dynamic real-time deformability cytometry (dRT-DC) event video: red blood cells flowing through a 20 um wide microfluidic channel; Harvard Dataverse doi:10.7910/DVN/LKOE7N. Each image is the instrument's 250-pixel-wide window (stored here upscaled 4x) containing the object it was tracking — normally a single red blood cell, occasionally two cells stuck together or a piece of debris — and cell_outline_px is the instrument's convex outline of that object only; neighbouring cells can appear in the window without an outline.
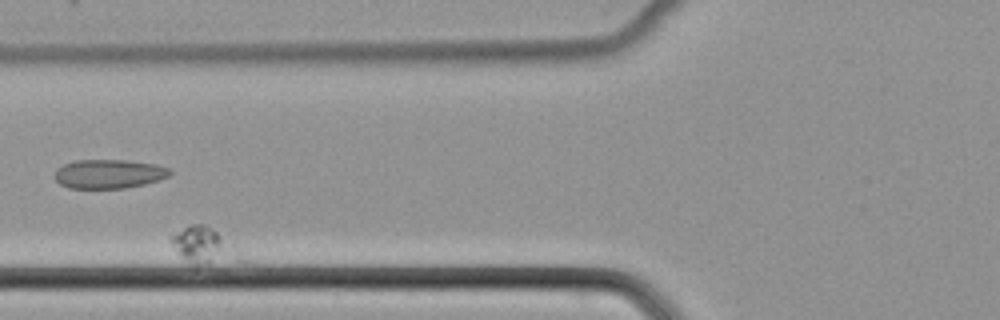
{"species": "common noctule bat (a hibernating species)", "species_latin": "Nyctalus noctula", "temperature_condition": "cold", "stored_images_in_passage": 35, "camera_frame_rate_fps": 3000, "um_per_image_px": 0.085, "animal": {"sex": "female", "body_mass_g": 22.7, "forearm_length_mm": 54.2}, "frame": {"image": 1, "passage_image": 9, "time_ms": 2.667, "image_size_px": [1000, 320], "cell_outline_px": [[252, 260], [196, 268], [172, 244], [168, 236], [192, 224], [204, 224], [216, 232], [232, 244]], "centroid_in_image_um": [17.48, 20.98], "position_along_channel_um": 108.3, "area_um2": 15.14}}
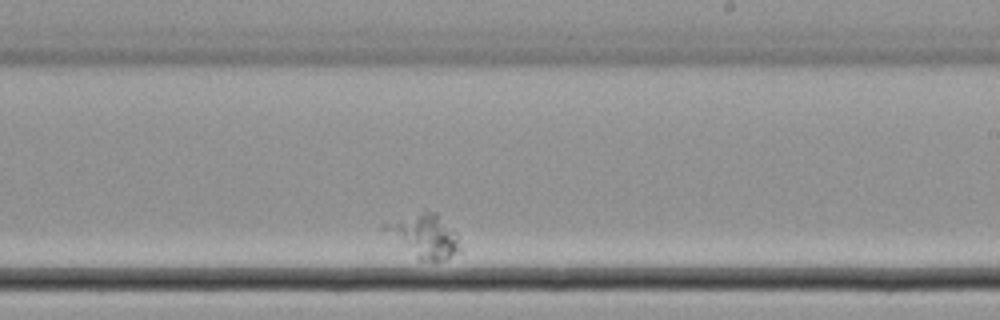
{"frame": {"image": 2, "passage_image": 24, "time_ms": 7.667, "image_size_px": [1000, 320], "cell_outline_px": [[460, 248], [444, 260], [420, 260], [380, 228], [380, 224], [424, 208], [436, 212], [456, 232]], "centroid_in_image_um": [36.01, 19.96], "position_along_channel_um": 253.0, "area_um2": 19.07}}
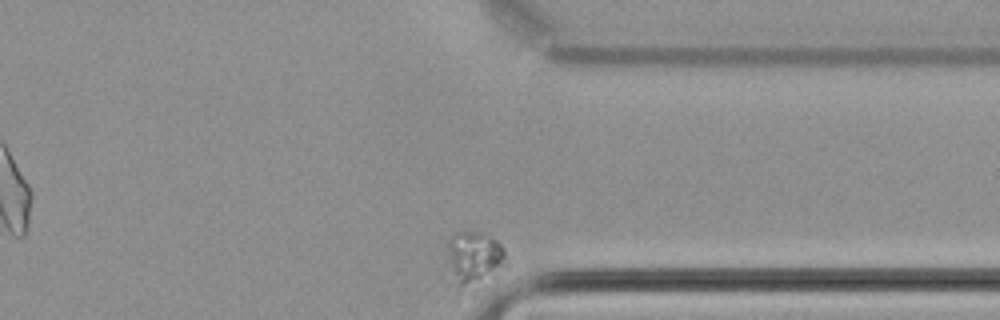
{"frame": {"image": 3, "passage_image": 35, "time_ms": 11.333, "image_size_px": [1000, 320], "cell_outline_px": [[508, 268], [472, 296], [456, 284], [448, 256], [448, 240], [456, 232], [476, 232], [488, 236], [496, 240], [504, 248], [508, 264]], "centroid_in_image_um": [40.42, 22.12], "position_along_channel_um": 371.0, "area_um2": 19.77}}